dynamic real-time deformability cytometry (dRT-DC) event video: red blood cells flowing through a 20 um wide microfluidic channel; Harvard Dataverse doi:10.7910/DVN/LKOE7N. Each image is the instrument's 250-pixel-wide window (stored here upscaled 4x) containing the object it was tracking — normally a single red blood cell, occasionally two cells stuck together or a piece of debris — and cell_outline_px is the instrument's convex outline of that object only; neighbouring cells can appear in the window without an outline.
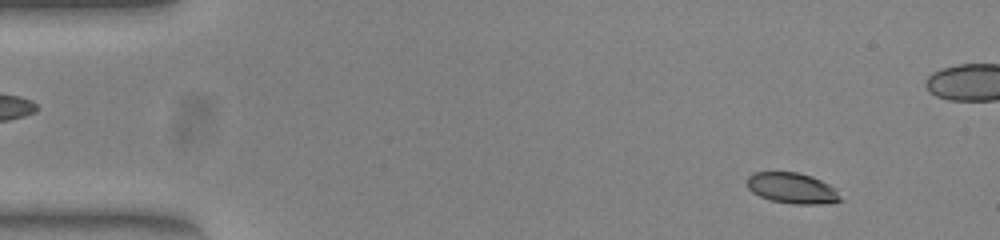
{"species": "common noctule bat (a hibernating species)", "species_latin": "Nyctalus noctula", "temperature_condition": "warm", "stored_images_in_passage": 54, "camera_frame_rate_fps": 3000, "um_per_image_px": 0.085, "animal": {"sex": "female", "body_mass_g": 23.0, "forearm_length_mm": 53.4}, "frame": {"image": 1, "passage_image": 5, "time_ms": 1.333, "image_size_px": [1000, 240], "cell_outline_px": [[844, 200], [816, 204], [796, 204], [772, 200], [760, 196], [752, 192], [748, 188], [748, 176], [752, 172], [796, 172], [812, 176], [836, 188]], "centroid_in_image_um": [67.35, 15.98], "position_along_channel_um": 17.7, "area_um2": 16.65}}
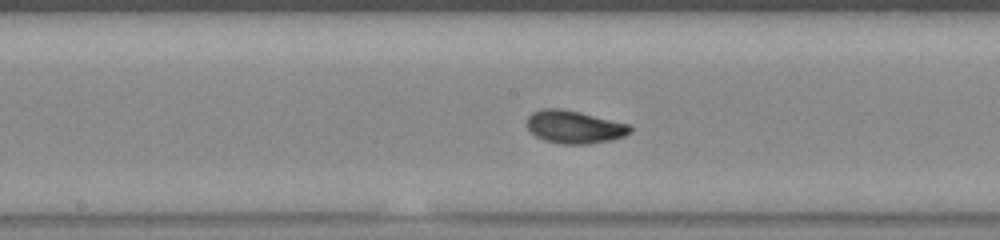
{"frame": {"image": 2, "passage_image": 27, "time_ms": 8.667, "image_size_px": [1000, 240], "cell_outline_px": [[632, 132], [624, 136], [612, 140], [588, 144], [560, 144], [544, 140], [536, 136], [528, 128], [528, 116], [532, 112], [544, 108], [560, 108], [580, 112], [632, 124]], "centroid_in_image_um": [48.87, 10.79], "position_along_channel_um": 199.3, "area_um2": 19.94}}
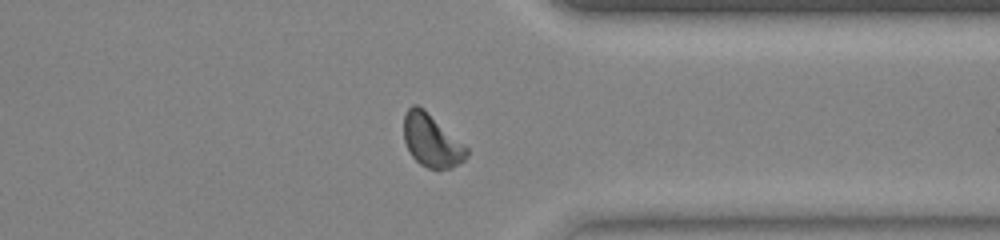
{"frame": {"image": 3, "passage_image": 41, "time_ms": 13.333, "image_size_px": [1000, 240], "cell_outline_px": [[468, 156], [464, 160], [452, 168], [428, 168], [420, 164], [412, 156], [404, 140], [404, 116], [408, 108], [412, 104], [416, 104], [424, 108], [464, 144], [468, 148]], "centroid_in_image_um": [36.69, 11.93], "position_along_channel_um": 374.7, "area_um2": 19.25}, "authors_computed_cell_mechanics": {"area_um2": 18.6983, "velocity_mm_per_s": 3.8563, "shape_relaxation_time_tau1_ms": 7.0873, "shape_relaxation_time_tau2_ms": 1.8801, "deformation_change_tau1": 0.2126, "deformation_change_tau2": 0.059}}